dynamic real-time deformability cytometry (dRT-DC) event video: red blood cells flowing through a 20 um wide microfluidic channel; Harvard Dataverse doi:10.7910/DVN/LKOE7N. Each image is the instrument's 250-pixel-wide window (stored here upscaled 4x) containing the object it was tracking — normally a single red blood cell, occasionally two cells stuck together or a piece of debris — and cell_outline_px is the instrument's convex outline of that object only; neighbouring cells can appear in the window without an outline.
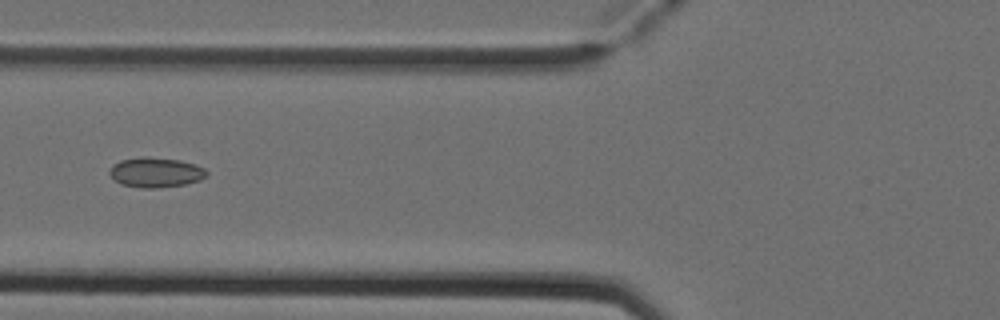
{"species": "Egyptian fruit bat (a non-hibernating species)", "species_latin": "Rousettus aegyptiacus", "temperature_condition": "cold", "stored_images_in_passage": 6, "camera_frame_rate_fps": 3000, "um_per_image_px": 0.085, "animal": {"sex": "female"}, "frame": {"image": 1, "passage_image": 6, "time_ms": 1.667, "image_size_px": [1000, 320], "cell_outline_px": [[208, 176], [200, 180], [184, 184], [156, 188], [140, 188], [120, 184], [108, 172], [112, 164], [120, 160], [140, 156], [144, 156], [180, 160], [196, 164], [204, 168], [208, 172]], "centroid_in_image_um": [13.23, 14.64], "position_along_channel_um": 112.6, "area_um2": 17.11}}